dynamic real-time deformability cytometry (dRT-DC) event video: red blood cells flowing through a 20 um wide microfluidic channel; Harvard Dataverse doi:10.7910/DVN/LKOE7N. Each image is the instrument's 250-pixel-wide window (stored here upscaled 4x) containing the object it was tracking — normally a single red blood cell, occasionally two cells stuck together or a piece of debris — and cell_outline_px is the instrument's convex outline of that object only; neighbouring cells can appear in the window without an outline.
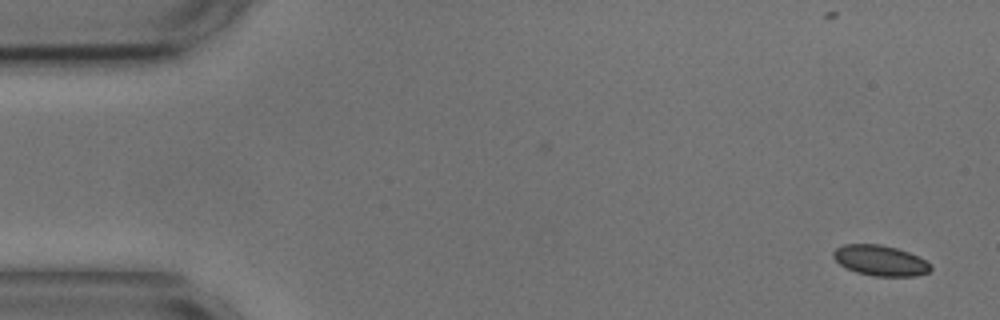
{"species": "common noctule bat (a hibernating species)", "species_latin": "Nyctalus noctula", "temperature_condition": "cold", "stored_images_in_passage": 2, "camera_frame_rate_fps": 3000, "um_per_image_px": 0.085, "animal": {"sex": "male", "body_mass_g": 17.9, "forearm_length_mm": 54.2}, "frame": {"image": 1, "passage_image": 2, "time_ms": 1.0, "image_size_px": [1000, 320], "cell_outline_px": [[932, 268], [928, 272], [916, 276], [872, 276], [856, 272], [840, 264], [832, 256], [832, 252], [836, 248], [844, 244], [880, 244], [896, 248], [908, 252], [932, 264]], "centroid_in_image_um": [74.82, 22.14], "position_along_channel_um": 10.2, "area_um2": 17.22}}